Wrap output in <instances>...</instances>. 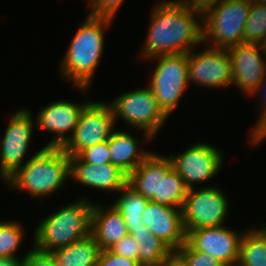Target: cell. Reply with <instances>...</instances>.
I'll list each match as a JSON object with an SVG mask.
<instances>
[{
  "label": "cell",
  "instance_id": "obj_1",
  "mask_svg": "<svg viewBox=\"0 0 266 266\" xmlns=\"http://www.w3.org/2000/svg\"><path fill=\"white\" fill-rule=\"evenodd\" d=\"M152 12L143 45L144 58L189 53L191 47L203 43L202 12L195 10L185 0H163ZM197 15L200 21L195 20Z\"/></svg>",
  "mask_w": 266,
  "mask_h": 266
},
{
  "label": "cell",
  "instance_id": "obj_2",
  "mask_svg": "<svg viewBox=\"0 0 266 266\" xmlns=\"http://www.w3.org/2000/svg\"><path fill=\"white\" fill-rule=\"evenodd\" d=\"M111 21V18L88 14L62 60V76L71 79L82 93L89 88L98 66L104 49V30L109 27Z\"/></svg>",
  "mask_w": 266,
  "mask_h": 266
},
{
  "label": "cell",
  "instance_id": "obj_3",
  "mask_svg": "<svg viewBox=\"0 0 266 266\" xmlns=\"http://www.w3.org/2000/svg\"><path fill=\"white\" fill-rule=\"evenodd\" d=\"M70 177V157L61 147L44 146L7 180L14 189L44 198Z\"/></svg>",
  "mask_w": 266,
  "mask_h": 266
},
{
  "label": "cell",
  "instance_id": "obj_4",
  "mask_svg": "<svg viewBox=\"0 0 266 266\" xmlns=\"http://www.w3.org/2000/svg\"><path fill=\"white\" fill-rule=\"evenodd\" d=\"M94 204L81 199L44 218L35 229V247L54 252L91 233Z\"/></svg>",
  "mask_w": 266,
  "mask_h": 266
},
{
  "label": "cell",
  "instance_id": "obj_5",
  "mask_svg": "<svg viewBox=\"0 0 266 266\" xmlns=\"http://www.w3.org/2000/svg\"><path fill=\"white\" fill-rule=\"evenodd\" d=\"M251 0H227L202 13L203 42L210 39L213 48L226 49L243 42Z\"/></svg>",
  "mask_w": 266,
  "mask_h": 266
},
{
  "label": "cell",
  "instance_id": "obj_6",
  "mask_svg": "<svg viewBox=\"0 0 266 266\" xmlns=\"http://www.w3.org/2000/svg\"><path fill=\"white\" fill-rule=\"evenodd\" d=\"M109 105L115 122L119 116L127 124L146 130V140L152 139L168 118L158 105L150 86L123 93Z\"/></svg>",
  "mask_w": 266,
  "mask_h": 266
},
{
  "label": "cell",
  "instance_id": "obj_7",
  "mask_svg": "<svg viewBox=\"0 0 266 266\" xmlns=\"http://www.w3.org/2000/svg\"><path fill=\"white\" fill-rule=\"evenodd\" d=\"M115 119L111 106L103 102H86L78 124L71 136L61 146L70 156H77L82 150L107 141L113 130Z\"/></svg>",
  "mask_w": 266,
  "mask_h": 266
},
{
  "label": "cell",
  "instance_id": "obj_8",
  "mask_svg": "<svg viewBox=\"0 0 266 266\" xmlns=\"http://www.w3.org/2000/svg\"><path fill=\"white\" fill-rule=\"evenodd\" d=\"M150 82L158 105L169 116L182 97L188 81V53L160 55Z\"/></svg>",
  "mask_w": 266,
  "mask_h": 266
},
{
  "label": "cell",
  "instance_id": "obj_9",
  "mask_svg": "<svg viewBox=\"0 0 266 266\" xmlns=\"http://www.w3.org/2000/svg\"><path fill=\"white\" fill-rule=\"evenodd\" d=\"M227 202L223 192L214 186L197 191L194 187L189 189L181 209L185 232L224 225Z\"/></svg>",
  "mask_w": 266,
  "mask_h": 266
},
{
  "label": "cell",
  "instance_id": "obj_10",
  "mask_svg": "<svg viewBox=\"0 0 266 266\" xmlns=\"http://www.w3.org/2000/svg\"><path fill=\"white\" fill-rule=\"evenodd\" d=\"M32 114L27 109L18 110L4 132L0 149V171L5 182L23 165L32 136Z\"/></svg>",
  "mask_w": 266,
  "mask_h": 266
},
{
  "label": "cell",
  "instance_id": "obj_11",
  "mask_svg": "<svg viewBox=\"0 0 266 266\" xmlns=\"http://www.w3.org/2000/svg\"><path fill=\"white\" fill-rule=\"evenodd\" d=\"M260 50L263 52L262 45L244 42L228 49L232 85H236L246 95H254L266 83V63Z\"/></svg>",
  "mask_w": 266,
  "mask_h": 266
},
{
  "label": "cell",
  "instance_id": "obj_12",
  "mask_svg": "<svg viewBox=\"0 0 266 266\" xmlns=\"http://www.w3.org/2000/svg\"><path fill=\"white\" fill-rule=\"evenodd\" d=\"M243 233L226 226L189 230L186 242L194 249L217 259L224 266H236Z\"/></svg>",
  "mask_w": 266,
  "mask_h": 266
},
{
  "label": "cell",
  "instance_id": "obj_13",
  "mask_svg": "<svg viewBox=\"0 0 266 266\" xmlns=\"http://www.w3.org/2000/svg\"><path fill=\"white\" fill-rule=\"evenodd\" d=\"M210 48L188 53V81L219 88L232 85L231 60L226 49Z\"/></svg>",
  "mask_w": 266,
  "mask_h": 266
},
{
  "label": "cell",
  "instance_id": "obj_14",
  "mask_svg": "<svg viewBox=\"0 0 266 266\" xmlns=\"http://www.w3.org/2000/svg\"><path fill=\"white\" fill-rule=\"evenodd\" d=\"M222 153L218 148L197 143L180 155L170 156L173 168L191 189L195 182L201 183L217 174L222 166ZM194 183V184H193ZM193 184V185H192Z\"/></svg>",
  "mask_w": 266,
  "mask_h": 266
},
{
  "label": "cell",
  "instance_id": "obj_15",
  "mask_svg": "<svg viewBox=\"0 0 266 266\" xmlns=\"http://www.w3.org/2000/svg\"><path fill=\"white\" fill-rule=\"evenodd\" d=\"M142 221L171 250H178L186 242L181 209L149 200L142 213Z\"/></svg>",
  "mask_w": 266,
  "mask_h": 266
},
{
  "label": "cell",
  "instance_id": "obj_16",
  "mask_svg": "<svg viewBox=\"0 0 266 266\" xmlns=\"http://www.w3.org/2000/svg\"><path fill=\"white\" fill-rule=\"evenodd\" d=\"M86 104H74L69 101H57L50 103L42 108L37 115V125L46 131L54 132L56 137L45 146L61 147L68 136L65 135L71 131L73 134L82 110Z\"/></svg>",
  "mask_w": 266,
  "mask_h": 266
},
{
  "label": "cell",
  "instance_id": "obj_17",
  "mask_svg": "<svg viewBox=\"0 0 266 266\" xmlns=\"http://www.w3.org/2000/svg\"><path fill=\"white\" fill-rule=\"evenodd\" d=\"M70 177L83 185L115 192L127 183V175L112 163L97 166L78 156H70Z\"/></svg>",
  "mask_w": 266,
  "mask_h": 266
},
{
  "label": "cell",
  "instance_id": "obj_18",
  "mask_svg": "<svg viewBox=\"0 0 266 266\" xmlns=\"http://www.w3.org/2000/svg\"><path fill=\"white\" fill-rule=\"evenodd\" d=\"M172 167L169 157L152 152L127 176V184L148 200L159 204L160 174H166Z\"/></svg>",
  "mask_w": 266,
  "mask_h": 266
},
{
  "label": "cell",
  "instance_id": "obj_19",
  "mask_svg": "<svg viewBox=\"0 0 266 266\" xmlns=\"http://www.w3.org/2000/svg\"><path fill=\"white\" fill-rule=\"evenodd\" d=\"M91 233L97 241L100 250L111 248L129 234L122 214L113 204L111 208L93 206Z\"/></svg>",
  "mask_w": 266,
  "mask_h": 266
},
{
  "label": "cell",
  "instance_id": "obj_20",
  "mask_svg": "<svg viewBox=\"0 0 266 266\" xmlns=\"http://www.w3.org/2000/svg\"><path fill=\"white\" fill-rule=\"evenodd\" d=\"M139 144V139L118 130L108 139L111 163L127 176L151 153L139 150Z\"/></svg>",
  "mask_w": 266,
  "mask_h": 266
},
{
  "label": "cell",
  "instance_id": "obj_21",
  "mask_svg": "<svg viewBox=\"0 0 266 266\" xmlns=\"http://www.w3.org/2000/svg\"><path fill=\"white\" fill-rule=\"evenodd\" d=\"M100 248L92 233L52 252L57 266H97Z\"/></svg>",
  "mask_w": 266,
  "mask_h": 266
},
{
  "label": "cell",
  "instance_id": "obj_22",
  "mask_svg": "<svg viewBox=\"0 0 266 266\" xmlns=\"http://www.w3.org/2000/svg\"><path fill=\"white\" fill-rule=\"evenodd\" d=\"M137 242L138 262L141 266H158L172 251L145 226L133 228L130 234Z\"/></svg>",
  "mask_w": 266,
  "mask_h": 266
},
{
  "label": "cell",
  "instance_id": "obj_23",
  "mask_svg": "<svg viewBox=\"0 0 266 266\" xmlns=\"http://www.w3.org/2000/svg\"><path fill=\"white\" fill-rule=\"evenodd\" d=\"M121 196L114 202V206L120 211L127 225L128 233L133 232V228L143 225L142 213L146 208L148 199L135 191L127 183L119 190Z\"/></svg>",
  "mask_w": 266,
  "mask_h": 266
},
{
  "label": "cell",
  "instance_id": "obj_24",
  "mask_svg": "<svg viewBox=\"0 0 266 266\" xmlns=\"http://www.w3.org/2000/svg\"><path fill=\"white\" fill-rule=\"evenodd\" d=\"M236 266H266V238L257 229L243 232Z\"/></svg>",
  "mask_w": 266,
  "mask_h": 266
},
{
  "label": "cell",
  "instance_id": "obj_25",
  "mask_svg": "<svg viewBox=\"0 0 266 266\" xmlns=\"http://www.w3.org/2000/svg\"><path fill=\"white\" fill-rule=\"evenodd\" d=\"M189 188L172 167L166 174H160L159 204L182 209Z\"/></svg>",
  "mask_w": 266,
  "mask_h": 266
},
{
  "label": "cell",
  "instance_id": "obj_26",
  "mask_svg": "<svg viewBox=\"0 0 266 266\" xmlns=\"http://www.w3.org/2000/svg\"><path fill=\"white\" fill-rule=\"evenodd\" d=\"M266 39V3L251 0L243 42L262 45Z\"/></svg>",
  "mask_w": 266,
  "mask_h": 266
},
{
  "label": "cell",
  "instance_id": "obj_27",
  "mask_svg": "<svg viewBox=\"0 0 266 266\" xmlns=\"http://www.w3.org/2000/svg\"><path fill=\"white\" fill-rule=\"evenodd\" d=\"M23 228L17 222H0V260L20 261L15 256L23 239Z\"/></svg>",
  "mask_w": 266,
  "mask_h": 266
},
{
  "label": "cell",
  "instance_id": "obj_28",
  "mask_svg": "<svg viewBox=\"0 0 266 266\" xmlns=\"http://www.w3.org/2000/svg\"><path fill=\"white\" fill-rule=\"evenodd\" d=\"M77 156L82 161L90 162L97 166L111 163L108 140L82 150Z\"/></svg>",
  "mask_w": 266,
  "mask_h": 266
},
{
  "label": "cell",
  "instance_id": "obj_29",
  "mask_svg": "<svg viewBox=\"0 0 266 266\" xmlns=\"http://www.w3.org/2000/svg\"><path fill=\"white\" fill-rule=\"evenodd\" d=\"M178 251L187 259L189 266H224L209 254L194 250L187 242Z\"/></svg>",
  "mask_w": 266,
  "mask_h": 266
},
{
  "label": "cell",
  "instance_id": "obj_30",
  "mask_svg": "<svg viewBox=\"0 0 266 266\" xmlns=\"http://www.w3.org/2000/svg\"><path fill=\"white\" fill-rule=\"evenodd\" d=\"M124 0H89L91 9L89 14L97 17L114 18L116 11Z\"/></svg>",
  "mask_w": 266,
  "mask_h": 266
},
{
  "label": "cell",
  "instance_id": "obj_31",
  "mask_svg": "<svg viewBox=\"0 0 266 266\" xmlns=\"http://www.w3.org/2000/svg\"><path fill=\"white\" fill-rule=\"evenodd\" d=\"M21 266H57L54 256L50 252H44L34 247L20 261Z\"/></svg>",
  "mask_w": 266,
  "mask_h": 266
},
{
  "label": "cell",
  "instance_id": "obj_32",
  "mask_svg": "<svg viewBox=\"0 0 266 266\" xmlns=\"http://www.w3.org/2000/svg\"><path fill=\"white\" fill-rule=\"evenodd\" d=\"M136 244L137 242L134 238L130 234H127L109 248V250L117 255L138 261V249Z\"/></svg>",
  "mask_w": 266,
  "mask_h": 266
},
{
  "label": "cell",
  "instance_id": "obj_33",
  "mask_svg": "<svg viewBox=\"0 0 266 266\" xmlns=\"http://www.w3.org/2000/svg\"><path fill=\"white\" fill-rule=\"evenodd\" d=\"M97 266H141L136 260L125 258L111 252L109 249L101 250Z\"/></svg>",
  "mask_w": 266,
  "mask_h": 266
},
{
  "label": "cell",
  "instance_id": "obj_34",
  "mask_svg": "<svg viewBox=\"0 0 266 266\" xmlns=\"http://www.w3.org/2000/svg\"><path fill=\"white\" fill-rule=\"evenodd\" d=\"M158 266H189V264L178 250H172Z\"/></svg>",
  "mask_w": 266,
  "mask_h": 266
},
{
  "label": "cell",
  "instance_id": "obj_35",
  "mask_svg": "<svg viewBox=\"0 0 266 266\" xmlns=\"http://www.w3.org/2000/svg\"><path fill=\"white\" fill-rule=\"evenodd\" d=\"M262 89H264V88H262ZM262 105H263L262 106L263 109H262L261 116H260L257 124L255 125V127L253 128V131H251L252 132L251 133V143L266 129V100L265 99H264Z\"/></svg>",
  "mask_w": 266,
  "mask_h": 266
},
{
  "label": "cell",
  "instance_id": "obj_36",
  "mask_svg": "<svg viewBox=\"0 0 266 266\" xmlns=\"http://www.w3.org/2000/svg\"><path fill=\"white\" fill-rule=\"evenodd\" d=\"M185 1L195 10L203 13L208 8L227 0H185Z\"/></svg>",
  "mask_w": 266,
  "mask_h": 266
},
{
  "label": "cell",
  "instance_id": "obj_37",
  "mask_svg": "<svg viewBox=\"0 0 266 266\" xmlns=\"http://www.w3.org/2000/svg\"><path fill=\"white\" fill-rule=\"evenodd\" d=\"M266 137V129L252 142L253 145L258 144L259 141Z\"/></svg>",
  "mask_w": 266,
  "mask_h": 266
},
{
  "label": "cell",
  "instance_id": "obj_38",
  "mask_svg": "<svg viewBox=\"0 0 266 266\" xmlns=\"http://www.w3.org/2000/svg\"><path fill=\"white\" fill-rule=\"evenodd\" d=\"M1 266H21L20 261L4 262Z\"/></svg>",
  "mask_w": 266,
  "mask_h": 266
},
{
  "label": "cell",
  "instance_id": "obj_39",
  "mask_svg": "<svg viewBox=\"0 0 266 266\" xmlns=\"http://www.w3.org/2000/svg\"><path fill=\"white\" fill-rule=\"evenodd\" d=\"M262 48H263L262 54L266 55V39H265L264 43L262 44Z\"/></svg>",
  "mask_w": 266,
  "mask_h": 266
},
{
  "label": "cell",
  "instance_id": "obj_40",
  "mask_svg": "<svg viewBox=\"0 0 266 266\" xmlns=\"http://www.w3.org/2000/svg\"><path fill=\"white\" fill-rule=\"evenodd\" d=\"M265 238H266V231L262 228L257 229Z\"/></svg>",
  "mask_w": 266,
  "mask_h": 266
},
{
  "label": "cell",
  "instance_id": "obj_41",
  "mask_svg": "<svg viewBox=\"0 0 266 266\" xmlns=\"http://www.w3.org/2000/svg\"><path fill=\"white\" fill-rule=\"evenodd\" d=\"M252 1L265 2L266 3V0H252Z\"/></svg>",
  "mask_w": 266,
  "mask_h": 266
},
{
  "label": "cell",
  "instance_id": "obj_42",
  "mask_svg": "<svg viewBox=\"0 0 266 266\" xmlns=\"http://www.w3.org/2000/svg\"><path fill=\"white\" fill-rule=\"evenodd\" d=\"M4 263V261L0 260V266Z\"/></svg>",
  "mask_w": 266,
  "mask_h": 266
}]
</instances>
